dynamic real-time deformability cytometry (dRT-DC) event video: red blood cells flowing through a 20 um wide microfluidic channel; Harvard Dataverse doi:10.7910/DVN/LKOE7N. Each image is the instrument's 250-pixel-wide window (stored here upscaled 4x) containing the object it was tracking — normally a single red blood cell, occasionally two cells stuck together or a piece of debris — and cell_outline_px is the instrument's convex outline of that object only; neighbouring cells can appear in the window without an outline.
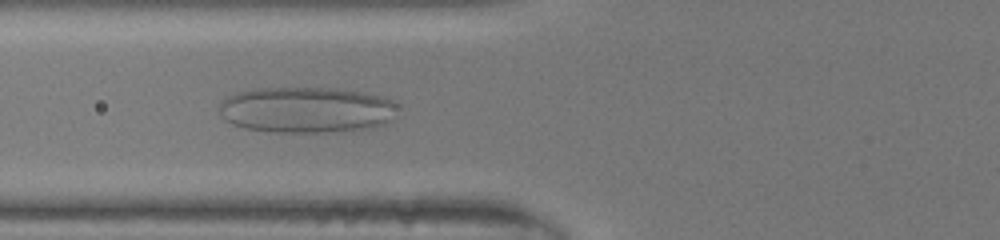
{"species": "human", "species_latin": "Homo sapiens", "temperature_condition": "room temperature", "stored_images_in_passage": 51, "camera_frame_rate_fps": 3000, "um_per_image_px": 0.085, "donor": {"sex": "male"}, "frame": {"image": 1, "passage_image": 23, "time_ms": 7.333, "image_size_px": [1000, 240], "cell_outline_px": [[396, 104], [388, 120], [384, 124], [352, 132], [276, 132], [244, 128], [232, 124], [220, 112], [220, 104], [228, 96], [236, 92], [256, 88], [336, 88], [360, 92], [380, 96], [392, 100]], "centroid_in_image_um": [26.02, 9.34], "position_along_channel_um": 99.8, "area_um2": 47.57}}
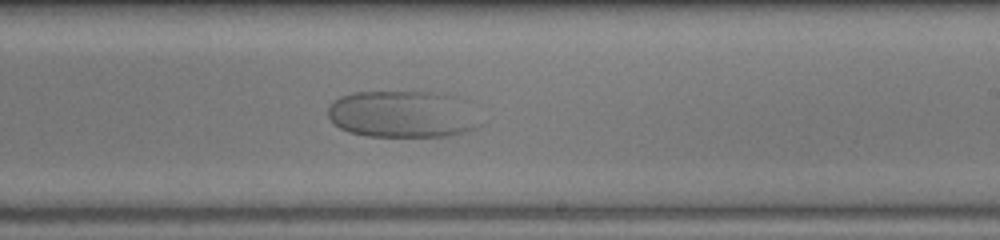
{"frame": {"image": 2, "passage_image": 34, "time_ms": 11.0, "image_size_px": [1000, 240], "cell_outline_px": [[476, 124], [472, 128], [464, 132], [444, 136], [368, 136], [348, 132], [340, 128], [328, 116], [328, 104], [332, 100], [340, 96], [352, 92], [440, 92], [456, 96]], "centroid_in_image_um": [34.02, 9.69], "position_along_channel_um": 255.0, "area_um2": 40.63}}
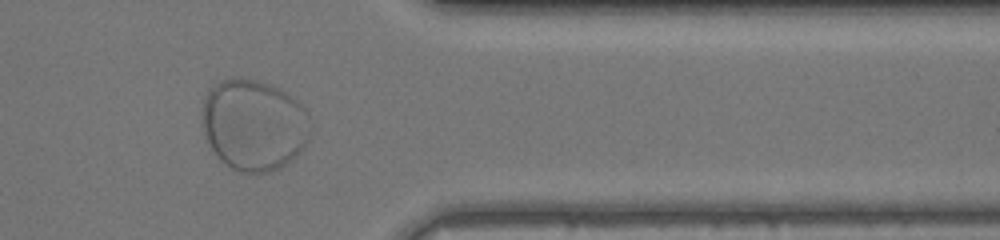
{"frame": {"image": 3, "passage_image": 44, "time_ms": 14.333, "image_size_px": [1000, 240], "cell_outline_px": [[308, 136], [300, 152], [296, 156], [280, 168], [268, 172], [240, 172], [232, 168], [220, 160], [216, 156], [204, 132], [204, 96], [208, 88], [212, 84], [220, 80], [232, 76], [240, 76], [256, 80], [268, 84], [292, 96], [300, 104]], "centroid_in_image_um": [21.49, 10.59], "position_along_channel_um": 389.9, "area_um2": 56.64}}